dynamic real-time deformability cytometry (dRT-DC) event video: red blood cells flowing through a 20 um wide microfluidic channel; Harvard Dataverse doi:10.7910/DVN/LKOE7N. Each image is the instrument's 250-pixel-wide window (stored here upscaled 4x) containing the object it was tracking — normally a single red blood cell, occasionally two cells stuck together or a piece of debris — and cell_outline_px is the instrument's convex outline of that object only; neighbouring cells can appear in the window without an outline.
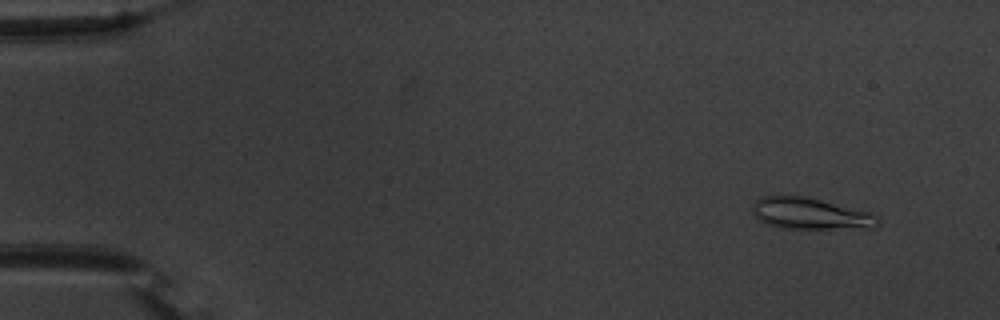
{"species": "common noctule bat (a hibernating species)", "species_latin": "Nyctalus noctula", "temperature_condition": "warm", "stored_images_in_passage": 55, "camera_frame_rate_fps": 3000, "um_per_image_px": 0.085, "animal": {"sex": "male", "body_mass_g": 20.1, "forearm_length_mm": 53.5}, "frame": {"image": 1, "passage_image": 5, "time_ms": 1.333, "image_size_px": [1000, 320], "cell_outline_px": [[880, 224], [876, 228], [784, 228], [764, 224], [756, 216], [752, 208], [752, 204], [756, 200], [764, 196], [804, 196], [868, 212], [876, 216], [880, 220]], "centroid_in_image_um": [68.87, 18.17], "position_along_channel_um": 16.1, "area_um2": 22.66}}
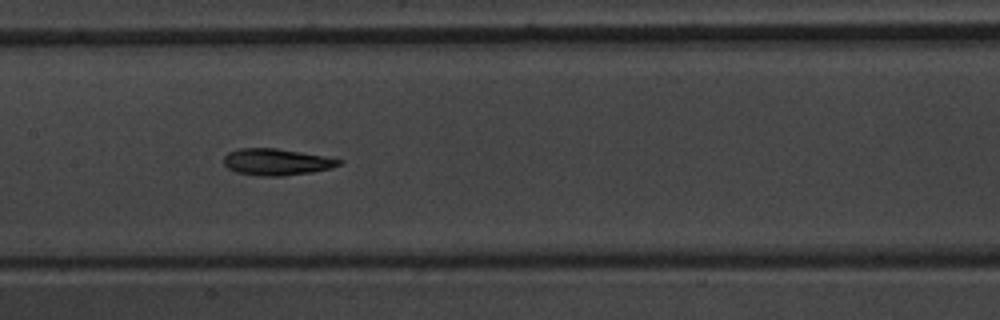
{"frame": {"image": 2, "passage_image": 28, "time_ms": 9.0, "image_size_px": [1000, 320], "cell_outline_px": [[344, 160], [340, 164], [328, 168], [312, 172], [284, 176], [256, 176], [236, 172], [228, 168], [224, 164], [224, 156], [228, 152], [240, 148], [276, 148], [324, 156]], "centroid_in_image_um": [23.47, 13.77], "position_along_channel_um": 183.9, "area_um2": 17.8}}
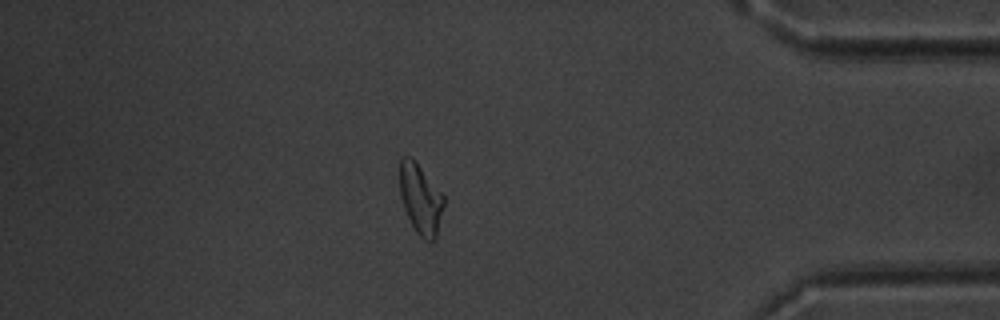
{"frame": {"image": 3, "passage_image": 48, "time_ms": 15.667, "image_size_px": [1000, 320], "cell_outline_px": [[444, 204], [436, 240], [424, 240], [416, 232], [404, 208], [400, 196], [400, 156], [412, 156], [416, 160], [444, 196]], "centroid_in_image_um": [35.75, 16.88], "position_along_channel_um": 399.5, "area_um2": 18.09}, "authors_computed_cell_mechanics": {"area_um2": 18.2648, "velocity_mm_per_s": 3.7137, "shape_relaxation_time_tau1_ms": 7.308, "shape_relaxation_time_tau2_ms": 3.006, "deformation_change_tau1": 0.1859, "deformation_change_tau2": 0.0895}}